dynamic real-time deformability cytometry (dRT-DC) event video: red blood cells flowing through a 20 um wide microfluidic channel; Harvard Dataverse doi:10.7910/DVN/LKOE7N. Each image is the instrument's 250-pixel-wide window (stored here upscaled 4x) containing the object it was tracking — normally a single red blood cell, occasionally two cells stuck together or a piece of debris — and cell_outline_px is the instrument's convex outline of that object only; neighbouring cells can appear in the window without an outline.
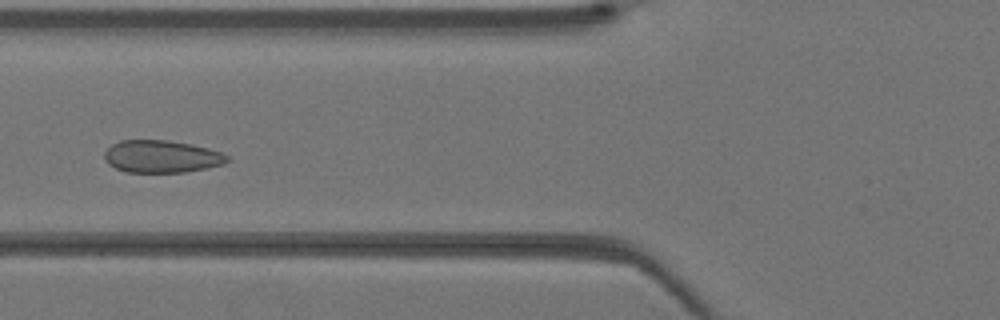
{"species": "Egyptian fruit bat (a non-hibernating species)", "species_latin": "Rousettus aegyptiacus", "temperature_condition": "warm", "stored_images_in_passage": 39, "camera_frame_rate_fps": 3000, "um_per_image_px": 0.085, "animal": {"sex": "female"}, "frame": {"image": 1, "passage_image": 14, "time_ms": 4.333, "image_size_px": [1000, 320], "cell_outline_px": [[228, 160], [224, 164], [184, 172], [124, 172], [108, 164], [104, 160], [104, 152], [112, 144], [120, 140], [168, 140], [192, 144], [208, 148], [220, 152], [228, 156]], "centroid_in_image_um": [13.69, 13.3], "position_along_channel_um": 112.1, "area_um2": 23.18}}
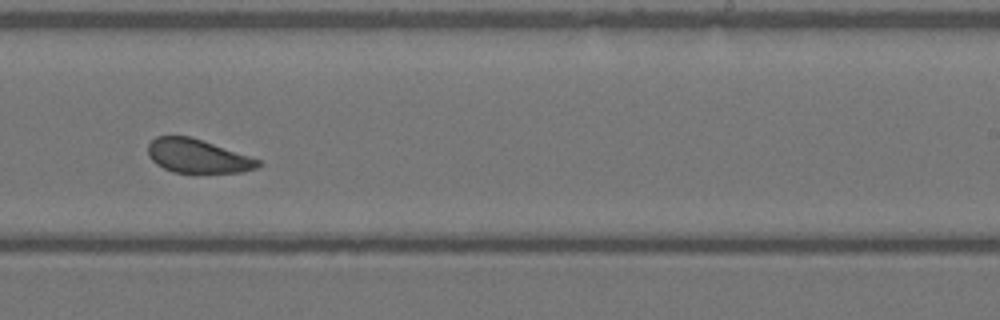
{"frame": {"image": 2, "passage_image": 24, "time_ms": 7.667, "image_size_px": [1000, 320], "cell_outline_px": [[260, 164], [256, 168], [244, 172], [172, 172], [156, 164], [148, 156], [148, 144], [156, 136], [188, 136], [260, 160]], "centroid_in_image_um": [16.74, 13.27], "position_along_channel_um": 272.3, "area_um2": 21.15}}
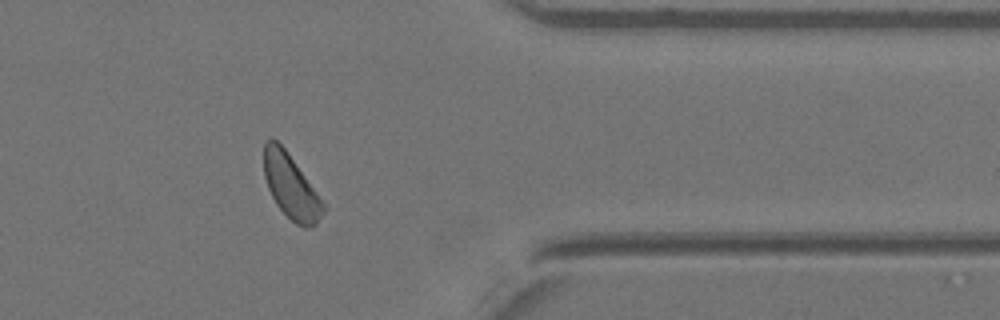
{"frame": {"image": 3, "passage_image": 32, "time_ms": 10.333, "image_size_px": [1000, 320], "cell_outline_px": [[324, 212], [316, 224], [312, 228], [304, 228], [296, 224], [276, 204], [268, 188], [264, 176], [264, 140], [272, 136], [284, 148], [316, 192], [324, 204]], "centroid_in_image_um": [24.7, 15.85], "position_along_channel_um": 386.7, "area_um2": 21.85}}